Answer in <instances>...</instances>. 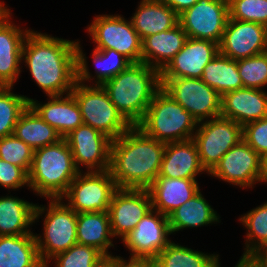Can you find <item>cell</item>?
<instances>
[{
	"instance_id": "1",
	"label": "cell",
	"mask_w": 267,
	"mask_h": 267,
	"mask_svg": "<svg viewBox=\"0 0 267 267\" xmlns=\"http://www.w3.org/2000/svg\"><path fill=\"white\" fill-rule=\"evenodd\" d=\"M76 40L30 30L22 46V67L45 96L71 93L76 83Z\"/></svg>"
},
{
	"instance_id": "2",
	"label": "cell",
	"mask_w": 267,
	"mask_h": 267,
	"mask_svg": "<svg viewBox=\"0 0 267 267\" xmlns=\"http://www.w3.org/2000/svg\"><path fill=\"white\" fill-rule=\"evenodd\" d=\"M165 143L131 126L112 140L109 171L117 189H148L158 177Z\"/></svg>"
},
{
	"instance_id": "3",
	"label": "cell",
	"mask_w": 267,
	"mask_h": 267,
	"mask_svg": "<svg viewBox=\"0 0 267 267\" xmlns=\"http://www.w3.org/2000/svg\"><path fill=\"white\" fill-rule=\"evenodd\" d=\"M102 87L117 110L135 126L143 119L153 96L161 88L160 72L146 63H131Z\"/></svg>"
},
{
	"instance_id": "4",
	"label": "cell",
	"mask_w": 267,
	"mask_h": 267,
	"mask_svg": "<svg viewBox=\"0 0 267 267\" xmlns=\"http://www.w3.org/2000/svg\"><path fill=\"white\" fill-rule=\"evenodd\" d=\"M78 173L71 149L63 138L34 150L28 173L29 189L46 200L61 198Z\"/></svg>"
},
{
	"instance_id": "5",
	"label": "cell",
	"mask_w": 267,
	"mask_h": 267,
	"mask_svg": "<svg viewBox=\"0 0 267 267\" xmlns=\"http://www.w3.org/2000/svg\"><path fill=\"white\" fill-rule=\"evenodd\" d=\"M136 126L149 137L169 143L191 140L198 122L160 88L153 96L143 119Z\"/></svg>"
},
{
	"instance_id": "6",
	"label": "cell",
	"mask_w": 267,
	"mask_h": 267,
	"mask_svg": "<svg viewBox=\"0 0 267 267\" xmlns=\"http://www.w3.org/2000/svg\"><path fill=\"white\" fill-rule=\"evenodd\" d=\"M48 200L47 205L36 203L34 210V224L43 220L42 234H34L44 264L77 243V213L61 198Z\"/></svg>"
},
{
	"instance_id": "7",
	"label": "cell",
	"mask_w": 267,
	"mask_h": 267,
	"mask_svg": "<svg viewBox=\"0 0 267 267\" xmlns=\"http://www.w3.org/2000/svg\"><path fill=\"white\" fill-rule=\"evenodd\" d=\"M71 93L79 106L83 123L112 140L120 137L132 126L111 102L102 85L76 82Z\"/></svg>"
},
{
	"instance_id": "8",
	"label": "cell",
	"mask_w": 267,
	"mask_h": 267,
	"mask_svg": "<svg viewBox=\"0 0 267 267\" xmlns=\"http://www.w3.org/2000/svg\"><path fill=\"white\" fill-rule=\"evenodd\" d=\"M85 28L95 43L94 49H113L131 63L141 62L142 40L130 18L127 20L122 14H99Z\"/></svg>"
},
{
	"instance_id": "9",
	"label": "cell",
	"mask_w": 267,
	"mask_h": 267,
	"mask_svg": "<svg viewBox=\"0 0 267 267\" xmlns=\"http://www.w3.org/2000/svg\"><path fill=\"white\" fill-rule=\"evenodd\" d=\"M202 167L209 174L223 155L243 140V126L222 116L198 122L192 138Z\"/></svg>"
},
{
	"instance_id": "10",
	"label": "cell",
	"mask_w": 267,
	"mask_h": 267,
	"mask_svg": "<svg viewBox=\"0 0 267 267\" xmlns=\"http://www.w3.org/2000/svg\"><path fill=\"white\" fill-rule=\"evenodd\" d=\"M161 88L197 122L221 115L222 96L200 78H160Z\"/></svg>"
},
{
	"instance_id": "11",
	"label": "cell",
	"mask_w": 267,
	"mask_h": 267,
	"mask_svg": "<svg viewBox=\"0 0 267 267\" xmlns=\"http://www.w3.org/2000/svg\"><path fill=\"white\" fill-rule=\"evenodd\" d=\"M116 190L109 170L79 172L61 199L76 213L106 212Z\"/></svg>"
},
{
	"instance_id": "12",
	"label": "cell",
	"mask_w": 267,
	"mask_h": 267,
	"mask_svg": "<svg viewBox=\"0 0 267 267\" xmlns=\"http://www.w3.org/2000/svg\"><path fill=\"white\" fill-rule=\"evenodd\" d=\"M229 19L228 0H198L179 14V24L188 38L220 43Z\"/></svg>"
},
{
	"instance_id": "13",
	"label": "cell",
	"mask_w": 267,
	"mask_h": 267,
	"mask_svg": "<svg viewBox=\"0 0 267 267\" xmlns=\"http://www.w3.org/2000/svg\"><path fill=\"white\" fill-rule=\"evenodd\" d=\"M208 176L251 190L261 184V156L242 140L223 155Z\"/></svg>"
},
{
	"instance_id": "14",
	"label": "cell",
	"mask_w": 267,
	"mask_h": 267,
	"mask_svg": "<svg viewBox=\"0 0 267 267\" xmlns=\"http://www.w3.org/2000/svg\"><path fill=\"white\" fill-rule=\"evenodd\" d=\"M79 172H101L110 167L112 139L88 125L78 126L64 137ZM85 168V171L81 168Z\"/></svg>"
},
{
	"instance_id": "15",
	"label": "cell",
	"mask_w": 267,
	"mask_h": 267,
	"mask_svg": "<svg viewBox=\"0 0 267 267\" xmlns=\"http://www.w3.org/2000/svg\"><path fill=\"white\" fill-rule=\"evenodd\" d=\"M8 7L7 4H0V86L15 87L24 71L22 46L31 28L17 25Z\"/></svg>"
},
{
	"instance_id": "16",
	"label": "cell",
	"mask_w": 267,
	"mask_h": 267,
	"mask_svg": "<svg viewBox=\"0 0 267 267\" xmlns=\"http://www.w3.org/2000/svg\"><path fill=\"white\" fill-rule=\"evenodd\" d=\"M168 217L152 208L121 241L132 258L154 259L172 241Z\"/></svg>"
},
{
	"instance_id": "17",
	"label": "cell",
	"mask_w": 267,
	"mask_h": 267,
	"mask_svg": "<svg viewBox=\"0 0 267 267\" xmlns=\"http://www.w3.org/2000/svg\"><path fill=\"white\" fill-rule=\"evenodd\" d=\"M151 209L148 189H117L108 208L114 238L122 240Z\"/></svg>"
},
{
	"instance_id": "18",
	"label": "cell",
	"mask_w": 267,
	"mask_h": 267,
	"mask_svg": "<svg viewBox=\"0 0 267 267\" xmlns=\"http://www.w3.org/2000/svg\"><path fill=\"white\" fill-rule=\"evenodd\" d=\"M218 47L219 53L236 61L265 53L267 27L229 18Z\"/></svg>"
},
{
	"instance_id": "19",
	"label": "cell",
	"mask_w": 267,
	"mask_h": 267,
	"mask_svg": "<svg viewBox=\"0 0 267 267\" xmlns=\"http://www.w3.org/2000/svg\"><path fill=\"white\" fill-rule=\"evenodd\" d=\"M218 52L215 42L187 38L183 48L160 72V78H201L205 66Z\"/></svg>"
},
{
	"instance_id": "20",
	"label": "cell",
	"mask_w": 267,
	"mask_h": 267,
	"mask_svg": "<svg viewBox=\"0 0 267 267\" xmlns=\"http://www.w3.org/2000/svg\"><path fill=\"white\" fill-rule=\"evenodd\" d=\"M77 39L76 52V82L88 85H102L125 70L131 62L122 54L113 49H94L91 57L95 66L94 74L90 72L88 57Z\"/></svg>"
},
{
	"instance_id": "21",
	"label": "cell",
	"mask_w": 267,
	"mask_h": 267,
	"mask_svg": "<svg viewBox=\"0 0 267 267\" xmlns=\"http://www.w3.org/2000/svg\"><path fill=\"white\" fill-rule=\"evenodd\" d=\"M244 126L267 117V91L242 88L222 96L221 115Z\"/></svg>"
},
{
	"instance_id": "22",
	"label": "cell",
	"mask_w": 267,
	"mask_h": 267,
	"mask_svg": "<svg viewBox=\"0 0 267 267\" xmlns=\"http://www.w3.org/2000/svg\"><path fill=\"white\" fill-rule=\"evenodd\" d=\"M45 103L35 98L29 105L39 116L64 138L72 130L83 125L82 115L72 93L60 96H47Z\"/></svg>"
},
{
	"instance_id": "23",
	"label": "cell",
	"mask_w": 267,
	"mask_h": 267,
	"mask_svg": "<svg viewBox=\"0 0 267 267\" xmlns=\"http://www.w3.org/2000/svg\"><path fill=\"white\" fill-rule=\"evenodd\" d=\"M208 173L202 167L194 141L165 143V151L158 177L198 179Z\"/></svg>"
},
{
	"instance_id": "24",
	"label": "cell",
	"mask_w": 267,
	"mask_h": 267,
	"mask_svg": "<svg viewBox=\"0 0 267 267\" xmlns=\"http://www.w3.org/2000/svg\"><path fill=\"white\" fill-rule=\"evenodd\" d=\"M197 179L157 177L148 191L152 208L168 216L195 196L201 189Z\"/></svg>"
},
{
	"instance_id": "25",
	"label": "cell",
	"mask_w": 267,
	"mask_h": 267,
	"mask_svg": "<svg viewBox=\"0 0 267 267\" xmlns=\"http://www.w3.org/2000/svg\"><path fill=\"white\" fill-rule=\"evenodd\" d=\"M187 38L180 24L170 30L147 36L142 40L141 62L161 72L183 48Z\"/></svg>"
},
{
	"instance_id": "26",
	"label": "cell",
	"mask_w": 267,
	"mask_h": 267,
	"mask_svg": "<svg viewBox=\"0 0 267 267\" xmlns=\"http://www.w3.org/2000/svg\"><path fill=\"white\" fill-rule=\"evenodd\" d=\"M130 20L143 40L179 24V15L160 0H141Z\"/></svg>"
},
{
	"instance_id": "27",
	"label": "cell",
	"mask_w": 267,
	"mask_h": 267,
	"mask_svg": "<svg viewBox=\"0 0 267 267\" xmlns=\"http://www.w3.org/2000/svg\"><path fill=\"white\" fill-rule=\"evenodd\" d=\"M172 235L185 229L210 226L221 223L220 215L205 199L200 190L182 206L176 208L168 216Z\"/></svg>"
},
{
	"instance_id": "28",
	"label": "cell",
	"mask_w": 267,
	"mask_h": 267,
	"mask_svg": "<svg viewBox=\"0 0 267 267\" xmlns=\"http://www.w3.org/2000/svg\"><path fill=\"white\" fill-rule=\"evenodd\" d=\"M76 231L77 243L94 247L106 257L114 255L109 251L115 249V241L108 211L77 213Z\"/></svg>"
},
{
	"instance_id": "29",
	"label": "cell",
	"mask_w": 267,
	"mask_h": 267,
	"mask_svg": "<svg viewBox=\"0 0 267 267\" xmlns=\"http://www.w3.org/2000/svg\"><path fill=\"white\" fill-rule=\"evenodd\" d=\"M35 205L13 194L0 196V236L34 234Z\"/></svg>"
},
{
	"instance_id": "30",
	"label": "cell",
	"mask_w": 267,
	"mask_h": 267,
	"mask_svg": "<svg viewBox=\"0 0 267 267\" xmlns=\"http://www.w3.org/2000/svg\"><path fill=\"white\" fill-rule=\"evenodd\" d=\"M35 234L0 236V267H42Z\"/></svg>"
},
{
	"instance_id": "31",
	"label": "cell",
	"mask_w": 267,
	"mask_h": 267,
	"mask_svg": "<svg viewBox=\"0 0 267 267\" xmlns=\"http://www.w3.org/2000/svg\"><path fill=\"white\" fill-rule=\"evenodd\" d=\"M13 134L33 150L58 143L63 139L30 105L20 115Z\"/></svg>"
},
{
	"instance_id": "32",
	"label": "cell",
	"mask_w": 267,
	"mask_h": 267,
	"mask_svg": "<svg viewBox=\"0 0 267 267\" xmlns=\"http://www.w3.org/2000/svg\"><path fill=\"white\" fill-rule=\"evenodd\" d=\"M219 253H205L171 241L155 258V267H221Z\"/></svg>"
},
{
	"instance_id": "33",
	"label": "cell",
	"mask_w": 267,
	"mask_h": 267,
	"mask_svg": "<svg viewBox=\"0 0 267 267\" xmlns=\"http://www.w3.org/2000/svg\"><path fill=\"white\" fill-rule=\"evenodd\" d=\"M200 79L221 96L227 92L244 88L237 61L219 52L205 66Z\"/></svg>"
},
{
	"instance_id": "34",
	"label": "cell",
	"mask_w": 267,
	"mask_h": 267,
	"mask_svg": "<svg viewBox=\"0 0 267 267\" xmlns=\"http://www.w3.org/2000/svg\"><path fill=\"white\" fill-rule=\"evenodd\" d=\"M238 221L246 229L242 256H254L267 244V201L239 215Z\"/></svg>"
},
{
	"instance_id": "35",
	"label": "cell",
	"mask_w": 267,
	"mask_h": 267,
	"mask_svg": "<svg viewBox=\"0 0 267 267\" xmlns=\"http://www.w3.org/2000/svg\"><path fill=\"white\" fill-rule=\"evenodd\" d=\"M13 90L14 87L0 86V138L14 133L20 115L33 99Z\"/></svg>"
},
{
	"instance_id": "36",
	"label": "cell",
	"mask_w": 267,
	"mask_h": 267,
	"mask_svg": "<svg viewBox=\"0 0 267 267\" xmlns=\"http://www.w3.org/2000/svg\"><path fill=\"white\" fill-rule=\"evenodd\" d=\"M105 257L101 251L94 247L76 243L67 251L61 252L51 258L47 262V266L96 267Z\"/></svg>"
},
{
	"instance_id": "37",
	"label": "cell",
	"mask_w": 267,
	"mask_h": 267,
	"mask_svg": "<svg viewBox=\"0 0 267 267\" xmlns=\"http://www.w3.org/2000/svg\"><path fill=\"white\" fill-rule=\"evenodd\" d=\"M244 88L267 87V52L237 61Z\"/></svg>"
},
{
	"instance_id": "38",
	"label": "cell",
	"mask_w": 267,
	"mask_h": 267,
	"mask_svg": "<svg viewBox=\"0 0 267 267\" xmlns=\"http://www.w3.org/2000/svg\"><path fill=\"white\" fill-rule=\"evenodd\" d=\"M34 150L14 134L0 138V159L17 165L29 173Z\"/></svg>"
},
{
	"instance_id": "39",
	"label": "cell",
	"mask_w": 267,
	"mask_h": 267,
	"mask_svg": "<svg viewBox=\"0 0 267 267\" xmlns=\"http://www.w3.org/2000/svg\"><path fill=\"white\" fill-rule=\"evenodd\" d=\"M229 18L267 27V0H228Z\"/></svg>"
},
{
	"instance_id": "40",
	"label": "cell",
	"mask_w": 267,
	"mask_h": 267,
	"mask_svg": "<svg viewBox=\"0 0 267 267\" xmlns=\"http://www.w3.org/2000/svg\"><path fill=\"white\" fill-rule=\"evenodd\" d=\"M25 186L30 191L28 173L23 168L0 159V187L8 189L10 194V190L16 191Z\"/></svg>"
},
{
	"instance_id": "41",
	"label": "cell",
	"mask_w": 267,
	"mask_h": 267,
	"mask_svg": "<svg viewBox=\"0 0 267 267\" xmlns=\"http://www.w3.org/2000/svg\"><path fill=\"white\" fill-rule=\"evenodd\" d=\"M243 140L260 156L267 153V117L245 124Z\"/></svg>"
},
{
	"instance_id": "42",
	"label": "cell",
	"mask_w": 267,
	"mask_h": 267,
	"mask_svg": "<svg viewBox=\"0 0 267 267\" xmlns=\"http://www.w3.org/2000/svg\"><path fill=\"white\" fill-rule=\"evenodd\" d=\"M119 267H155L154 259L150 258H132L119 256Z\"/></svg>"
},
{
	"instance_id": "43",
	"label": "cell",
	"mask_w": 267,
	"mask_h": 267,
	"mask_svg": "<svg viewBox=\"0 0 267 267\" xmlns=\"http://www.w3.org/2000/svg\"><path fill=\"white\" fill-rule=\"evenodd\" d=\"M170 8H172L178 15L184 10L192 7L198 0H160Z\"/></svg>"
},
{
	"instance_id": "44",
	"label": "cell",
	"mask_w": 267,
	"mask_h": 267,
	"mask_svg": "<svg viewBox=\"0 0 267 267\" xmlns=\"http://www.w3.org/2000/svg\"><path fill=\"white\" fill-rule=\"evenodd\" d=\"M234 267H265L255 256H240Z\"/></svg>"
},
{
	"instance_id": "45",
	"label": "cell",
	"mask_w": 267,
	"mask_h": 267,
	"mask_svg": "<svg viewBox=\"0 0 267 267\" xmlns=\"http://www.w3.org/2000/svg\"><path fill=\"white\" fill-rule=\"evenodd\" d=\"M96 267H119V255L105 257Z\"/></svg>"
},
{
	"instance_id": "46",
	"label": "cell",
	"mask_w": 267,
	"mask_h": 267,
	"mask_svg": "<svg viewBox=\"0 0 267 267\" xmlns=\"http://www.w3.org/2000/svg\"><path fill=\"white\" fill-rule=\"evenodd\" d=\"M267 184V153L261 156V185Z\"/></svg>"
},
{
	"instance_id": "47",
	"label": "cell",
	"mask_w": 267,
	"mask_h": 267,
	"mask_svg": "<svg viewBox=\"0 0 267 267\" xmlns=\"http://www.w3.org/2000/svg\"><path fill=\"white\" fill-rule=\"evenodd\" d=\"M265 267H267V244L254 255Z\"/></svg>"
}]
</instances>
